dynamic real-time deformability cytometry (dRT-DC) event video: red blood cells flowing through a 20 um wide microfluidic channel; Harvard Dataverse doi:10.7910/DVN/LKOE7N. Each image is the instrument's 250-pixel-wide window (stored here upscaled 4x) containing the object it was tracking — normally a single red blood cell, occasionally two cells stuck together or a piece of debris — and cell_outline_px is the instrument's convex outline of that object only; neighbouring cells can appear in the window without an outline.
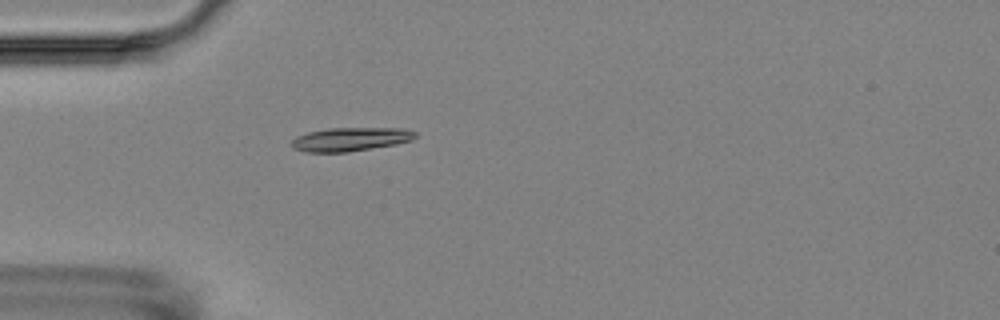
{"species": "Egyptian fruit bat (a non-hibernating species)", "species_latin": "Rousettus aegyptiacus", "temperature_condition": "room temperature", "stored_images_in_passage": 1, "camera_frame_rate_fps": 3000, "um_per_image_px": 0.085, "animal": {"sex": "female"}, "frame": {"image": 1, "passage_image": 1, "time_ms": 0.0, "image_size_px": [1000, 320], "cell_outline_px": [[416, 136], [412, 140], [396, 144], [348, 152], [308, 152], [292, 148], [288, 144], [296, 136], [308, 132], [328, 128], [404, 128], [416, 132]], "centroid_in_image_um": [29.76, 11.83], "position_along_channel_um": 55.2, "area_um2": 17.17}}